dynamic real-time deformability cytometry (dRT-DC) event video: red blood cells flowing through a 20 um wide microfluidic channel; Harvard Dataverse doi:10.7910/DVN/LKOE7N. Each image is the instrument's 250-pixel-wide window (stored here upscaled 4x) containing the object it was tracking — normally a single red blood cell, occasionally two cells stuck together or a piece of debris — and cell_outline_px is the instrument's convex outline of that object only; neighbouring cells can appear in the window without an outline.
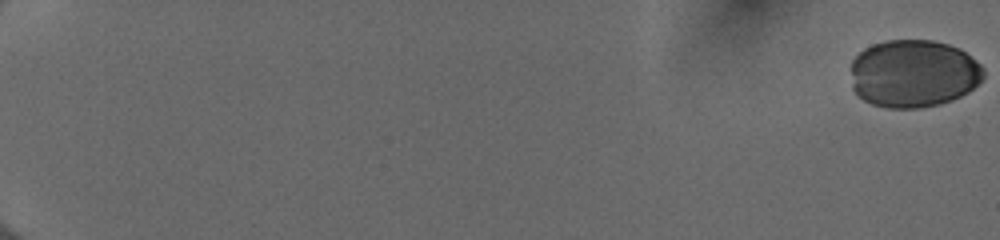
{"species": "human", "species_latin": "Homo sapiens", "temperature_condition": "cold", "stored_images_in_passage": 55, "camera_frame_rate_fps": 3000, "um_per_image_px": 0.085, "donor": {"sex": "female"}, "frame": {"image": 1, "passage_image": 1, "time_ms": 0.0, "image_size_px": [1000, 240], "cell_outline_px": [[984, 76], [968, 92], [952, 100], [940, 104], [920, 108], [888, 108], [872, 104], [864, 100], [852, 88], [852, 60], [864, 48], [872, 44], [888, 40], [932, 40], [948, 44], [960, 48], [976, 60], [984, 68]], "centroid_in_image_um": [77.65, 6.25], "position_along_channel_um": 7.3, "area_um2": 52.54}}
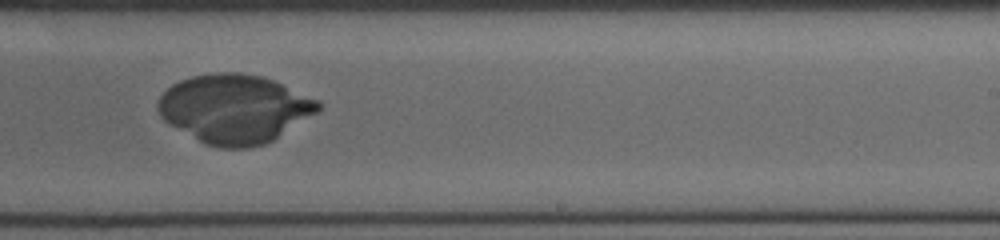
{"frame": {"image": 2, "passage_image": 38, "time_ms": 12.333, "image_size_px": [1000, 240], "cell_outline_px": [[320, 108], [316, 112], [272, 140], [264, 144], [248, 148], [220, 148], [204, 144], [168, 124], [160, 116], [156, 108], [156, 104], [160, 96], [172, 84], [180, 80], [192, 76], [212, 72], [240, 72], [260, 76], [272, 80], [320, 100]], "centroid_in_image_um": [19.87, 9.24], "position_along_channel_um": 269.1, "area_um2": 64.04}}
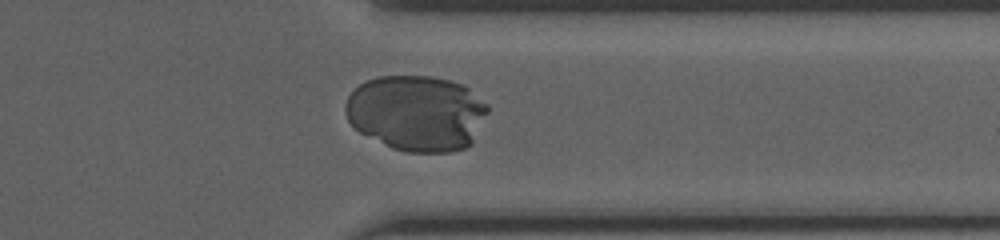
{"frame": {"image": 3, "passage_image": 46, "time_ms": 15.0, "image_size_px": [1000, 240], "cell_outline_px": [[488, 112], [472, 140], [464, 148], [452, 152], [404, 152], [392, 148], [360, 132], [348, 120], [344, 108], [344, 104], [348, 96], [360, 84], [368, 80], [380, 76], [432, 76], [464, 84], [488, 104]], "centroid_in_image_um": [35.41, 9.6], "position_along_channel_um": 376.0, "area_um2": 62.66}}